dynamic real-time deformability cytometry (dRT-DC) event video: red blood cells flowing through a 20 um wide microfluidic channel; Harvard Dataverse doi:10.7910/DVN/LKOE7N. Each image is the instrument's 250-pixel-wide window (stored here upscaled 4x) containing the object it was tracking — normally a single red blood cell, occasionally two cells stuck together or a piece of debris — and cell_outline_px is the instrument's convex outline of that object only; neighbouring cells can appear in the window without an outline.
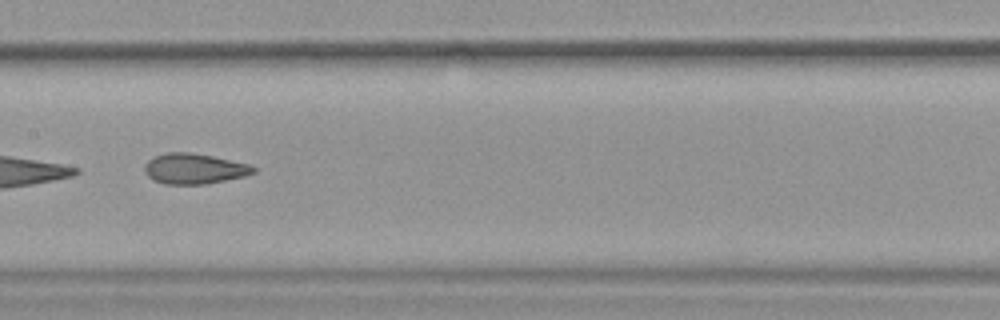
{"species": "common noctule bat (a hibernating species)", "species_latin": "Nyctalus noctula", "temperature_condition": "warm", "stored_images_in_passage": 34, "camera_frame_rate_fps": 3000, "um_per_image_px": 0.085, "animal": {"sex": "female", "body_mass_g": 19.9}, "frame": {"image": 1, "passage_image": 10, "time_ms": 3.0, "image_size_px": [1000, 320], "cell_outline_px": [[256, 172], [244, 176], [204, 184], [164, 184], [152, 180], [144, 172], [144, 164], [152, 156], [168, 152], [188, 152], [212, 156], [248, 164], [256, 168]], "centroid_in_image_um": [16.45, 14.34], "position_along_channel_um": 191.0, "area_um2": 19.31}}